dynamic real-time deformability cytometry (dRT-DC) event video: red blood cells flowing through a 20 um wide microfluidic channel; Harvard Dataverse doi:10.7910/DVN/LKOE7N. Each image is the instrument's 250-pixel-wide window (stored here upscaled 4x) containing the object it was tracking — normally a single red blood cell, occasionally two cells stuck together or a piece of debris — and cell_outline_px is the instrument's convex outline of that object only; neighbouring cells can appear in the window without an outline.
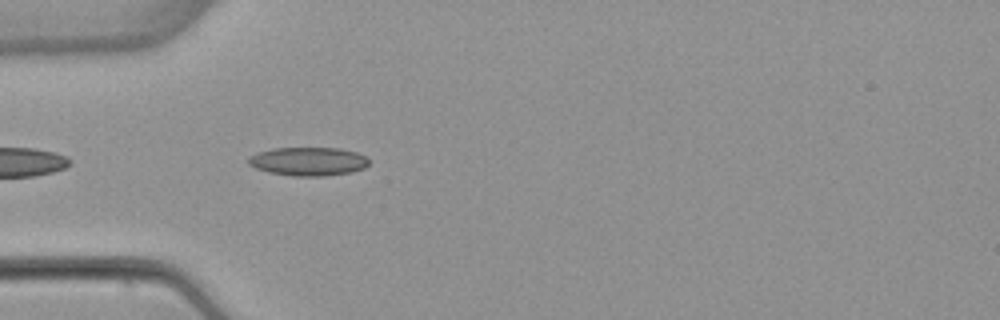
{"species": "common noctule bat (a hibernating species)", "species_latin": "Nyctalus noctula", "temperature_condition": "warm", "stored_images_in_passage": 6, "camera_frame_rate_fps": 3000, "um_per_image_px": 0.085, "animal": {"sex": "female", "body_mass_g": 22.7, "forearm_length_mm": 54.2}, "frame": {"image": 1, "passage_image": 3, "time_ms": 0.667, "image_size_px": [1000, 320], "cell_outline_px": [[368, 164], [364, 168], [352, 172], [324, 176], [292, 176], [268, 172], [256, 168], [248, 164], [248, 156], [256, 152], [272, 148], [340, 148], [356, 152], [368, 156]], "centroid_in_image_um": [26.19, 13.71], "position_along_channel_um": 58.8, "area_um2": 20.29}}